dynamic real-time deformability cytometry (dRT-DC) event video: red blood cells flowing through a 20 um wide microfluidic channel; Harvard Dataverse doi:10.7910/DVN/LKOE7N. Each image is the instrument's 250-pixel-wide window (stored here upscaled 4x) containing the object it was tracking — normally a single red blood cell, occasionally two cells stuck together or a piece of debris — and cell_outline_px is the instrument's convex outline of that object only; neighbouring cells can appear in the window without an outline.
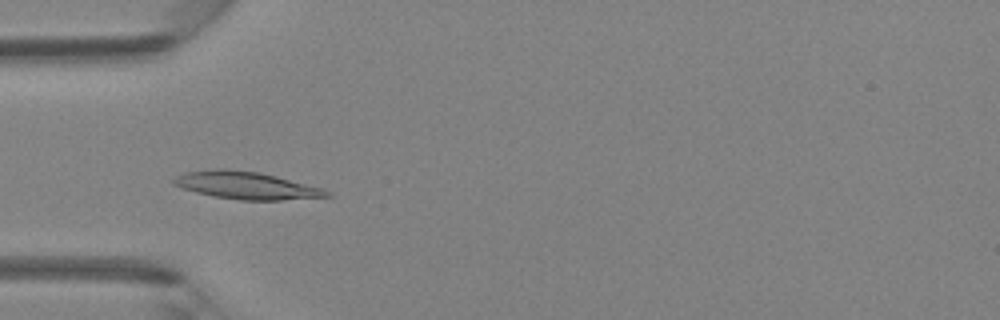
{"species": "Egyptian fruit bat (a non-hibernating species)", "species_latin": "Rousettus aegyptiacus", "temperature_condition": "room temperature", "stored_images_in_passage": 4, "camera_frame_rate_fps": 3000, "um_per_image_px": 0.085, "animal": {"sex": "female"}, "frame": {"image": 1, "passage_image": 4, "time_ms": 1.0, "image_size_px": [1000, 320], "cell_outline_px": [[332, 196], [280, 200], [240, 200], [212, 196], [180, 188], [172, 184], [172, 180], [176, 176], [184, 172], [224, 168], [260, 172], [276, 176], [320, 188], [328, 192]], "centroid_in_image_um": [20.85, 15.76], "position_along_channel_um": 64.2, "area_um2": 24.28}}